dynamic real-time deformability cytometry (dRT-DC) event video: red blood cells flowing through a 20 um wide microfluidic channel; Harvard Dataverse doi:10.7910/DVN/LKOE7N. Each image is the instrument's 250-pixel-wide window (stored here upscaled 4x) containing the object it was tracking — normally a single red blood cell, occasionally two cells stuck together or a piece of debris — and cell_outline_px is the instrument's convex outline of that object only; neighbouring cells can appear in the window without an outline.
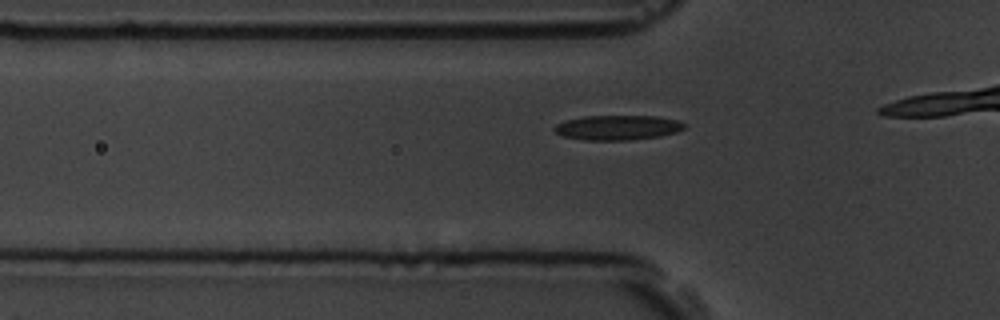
{"species": "common noctule bat (a hibernating species)", "species_latin": "Nyctalus noctula", "temperature_condition": "room temperature", "stored_images_in_passage": 19, "camera_frame_rate_fps": 3000, "um_per_image_px": 0.085, "animal": {"sex": "male", "body_mass_g": 19.5, "forearm_length_mm": 54.6}, "frame": {"image": 1, "passage_image": 13, "time_ms": 4.0, "image_size_px": [1000, 320], "cell_outline_px": [[688, 124], [684, 128], [676, 132], [660, 136], [632, 140], [584, 140], [564, 136], [556, 132], [552, 128], [556, 124], [564, 120], [584, 116], [656, 116], [680, 120]], "centroid_in_image_um": [52.52, 10.84], "position_along_channel_um": 73.3, "area_um2": 18.96}}
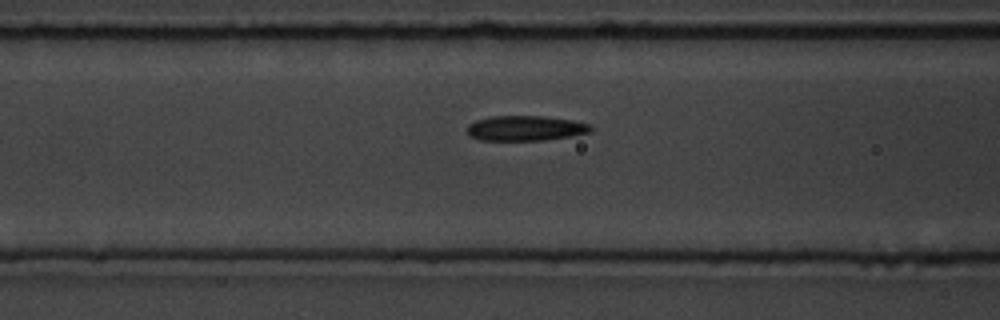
{"frame": {"image": 2, "passage_image": 17, "time_ms": 5.333, "image_size_px": [1000, 320], "cell_outline_px": [[592, 132], [544, 140], [480, 140], [468, 136], [468, 124], [476, 120], [492, 116], [544, 116], [572, 120], [588, 124], [592, 128]], "centroid_in_image_um": [44.63, 10.9], "position_along_channel_um": 122.0, "area_um2": 17.98}}